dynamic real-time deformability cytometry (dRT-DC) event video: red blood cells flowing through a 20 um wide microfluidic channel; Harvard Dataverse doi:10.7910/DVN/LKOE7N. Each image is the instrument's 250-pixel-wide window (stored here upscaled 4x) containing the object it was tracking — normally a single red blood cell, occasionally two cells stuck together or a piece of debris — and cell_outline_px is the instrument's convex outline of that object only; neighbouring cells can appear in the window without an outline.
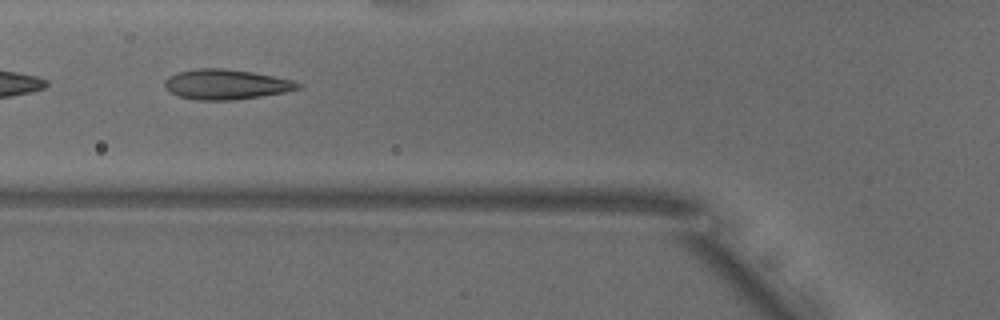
{"species": "common noctule bat (a hibernating species)", "species_latin": "Nyctalus noctula", "temperature_condition": "warm", "stored_images_in_passage": 30, "camera_frame_rate_fps": 3000, "um_per_image_px": 0.085, "animal": {"sex": "male", "body_mass_g": 18.8}, "frame": {"image": 1, "passage_image": 18, "time_ms": 5.667, "image_size_px": [1000, 320], "cell_outline_px": [[300, 88], [284, 92], [260, 96], [228, 100], [196, 100], [180, 96], [172, 92], [164, 84], [164, 80], [168, 76], [180, 72], [200, 68], [224, 68], [252, 72], [292, 80], [300, 84]], "centroid_in_image_um": [19.2, 7.17], "position_along_channel_um": 106.6, "area_um2": 22.89}}